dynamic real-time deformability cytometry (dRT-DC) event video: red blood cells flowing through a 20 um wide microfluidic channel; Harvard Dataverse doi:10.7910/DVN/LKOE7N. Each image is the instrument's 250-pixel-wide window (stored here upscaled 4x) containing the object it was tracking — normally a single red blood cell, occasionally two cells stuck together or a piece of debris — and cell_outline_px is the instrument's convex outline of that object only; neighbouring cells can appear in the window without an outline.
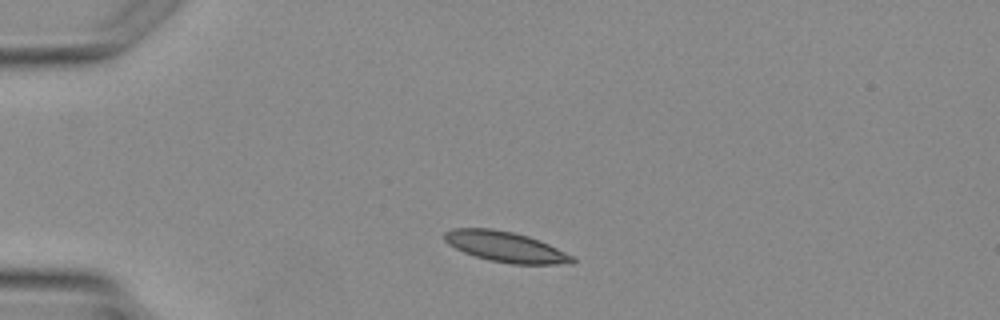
{"species": "Egyptian fruit bat (a non-hibernating species)", "species_latin": "Rousettus aegyptiacus", "temperature_condition": "warm", "stored_images_in_passage": 1, "camera_frame_rate_fps": 3000, "um_per_image_px": 0.085, "animal": {"sex": "female"}, "frame": {"image": 1, "passage_image": 1, "time_ms": 0.0, "image_size_px": [1000, 320], "cell_outline_px": [[576, 260], [572, 264], [512, 264], [488, 260], [464, 252], [448, 244], [444, 240], [444, 232], [452, 228], [492, 228], [512, 232], [528, 236], [540, 240], [572, 256]], "centroid_in_image_um": [42.95, 20.97], "position_along_channel_um": 42.0, "area_um2": 22.6}}